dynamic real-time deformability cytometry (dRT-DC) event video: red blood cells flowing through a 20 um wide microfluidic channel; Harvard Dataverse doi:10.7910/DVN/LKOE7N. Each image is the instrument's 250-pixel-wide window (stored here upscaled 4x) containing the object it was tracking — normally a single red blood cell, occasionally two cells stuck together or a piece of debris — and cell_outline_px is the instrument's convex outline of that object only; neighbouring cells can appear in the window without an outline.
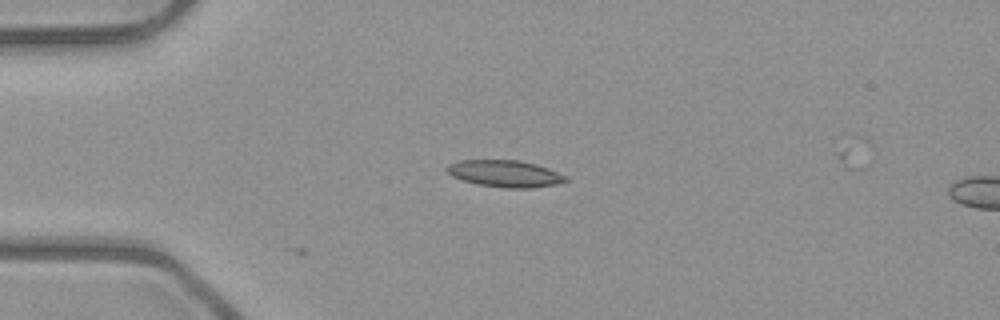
{"species": "common noctule bat (a hibernating species)", "species_latin": "Nyctalus noctula", "temperature_condition": "room temperature", "stored_images_in_passage": 4, "camera_frame_rate_fps": 3000, "um_per_image_px": 0.085, "animal": {"sex": "male", "body_mass_g": 23.1, "forearm_length_mm": 52.7}, "frame": {"image": 1, "passage_image": 1, "time_ms": 0.0, "image_size_px": [1000, 320], "cell_outline_px": [[568, 180], [556, 184], [532, 188], [504, 188], [480, 184], [464, 180], [452, 176], [444, 168], [448, 164], [460, 160], [516, 160], [536, 164], [548, 168], [568, 176]], "centroid_in_image_um": [42.94, 14.75], "position_along_channel_um": 42.1, "area_um2": 18.5}}